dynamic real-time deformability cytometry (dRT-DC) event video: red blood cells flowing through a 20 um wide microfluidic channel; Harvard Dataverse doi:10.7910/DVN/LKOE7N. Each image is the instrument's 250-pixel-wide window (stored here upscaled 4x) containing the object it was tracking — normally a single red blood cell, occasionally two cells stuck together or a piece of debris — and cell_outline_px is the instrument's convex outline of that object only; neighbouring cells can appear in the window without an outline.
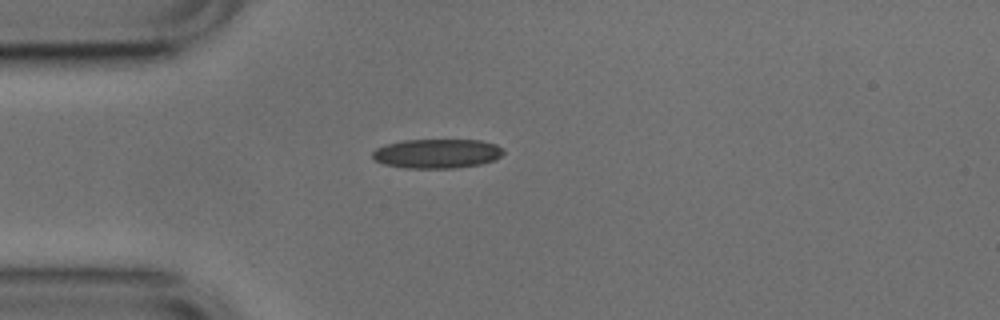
{"species": "common noctule bat (a hibernating species)", "species_latin": "Nyctalus noctula", "temperature_condition": "cold", "stored_images_in_passage": 40, "camera_frame_rate_fps": 3000, "um_per_image_px": 0.085, "animal": {"sex": "male", "body_mass_g": 17.9, "forearm_length_mm": 54.2}, "frame": {"image": 1, "passage_image": 1, "time_ms": 0.0, "image_size_px": [1000, 320], "cell_outline_px": [[504, 152], [500, 156], [492, 160], [480, 164], [456, 168], [404, 168], [384, 164], [372, 160], [372, 152], [376, 148], [400, 140], [480, 140], [496, 144], [504, 148]], "centroid_in_image_um": [37.12, 13.05], "position_along_channel_um": 47.9, "area_um2": 22.48}}
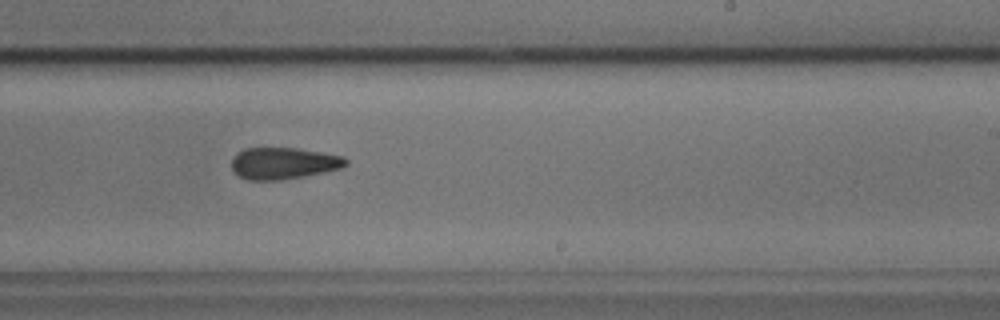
{"frame": {"image": 2, "passage_image": 19, "time_ms": 6.0, "image_size_px": [1000, 320], "cell_outline_px": [[348, 164], [344, 168], [304, 176], [280, 180], [248, 180], [232, 172], [232, 160], [244, 148], [296, 148], [344, 156], [348, 160]], "centroid_in_image_um": [24.14, 13.88], "position_along_channel_um": 264.9, "area_um2": 21.1}}
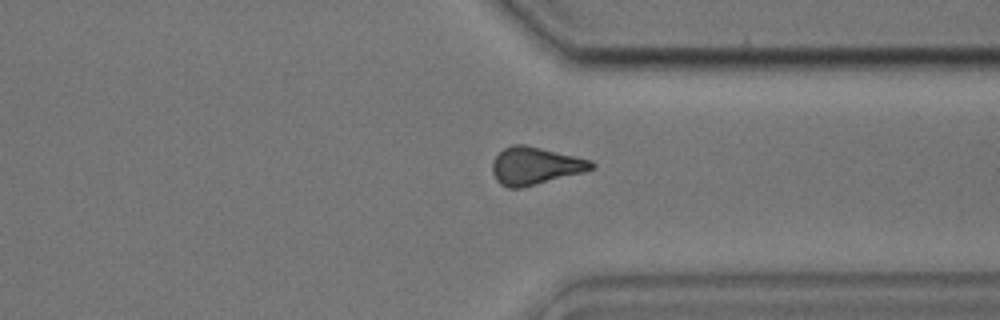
{"frame": {"image": 3, "passage_image": 27, "time_ms": 8.667, "image_size_px": [1000, 320], "cell_outline_px": [[596, 168], [520, 188], [508, 188], [500, 184], [496, 180], [492, 172], [492, 164], [496, 156], [504, 148], [512, 144], [524, 144], [592, 160], [596, 164]], "centroid_in_image_um": [45.47, 14.09], "position_along_channel_um": 365.9, "area_um2": 21.44}, "authors_computed_cell_mechanics": {"area_um2": 21.386, "velocity_mm_per_s": 3.8028, "shape_relaxation_time_tau1_ms": 3.9114, "shape_relaxation_time_tau2_ms": 3.938, "deformation_change_tau1": 0.0969, "deformation_change_tau2": 0.132}}